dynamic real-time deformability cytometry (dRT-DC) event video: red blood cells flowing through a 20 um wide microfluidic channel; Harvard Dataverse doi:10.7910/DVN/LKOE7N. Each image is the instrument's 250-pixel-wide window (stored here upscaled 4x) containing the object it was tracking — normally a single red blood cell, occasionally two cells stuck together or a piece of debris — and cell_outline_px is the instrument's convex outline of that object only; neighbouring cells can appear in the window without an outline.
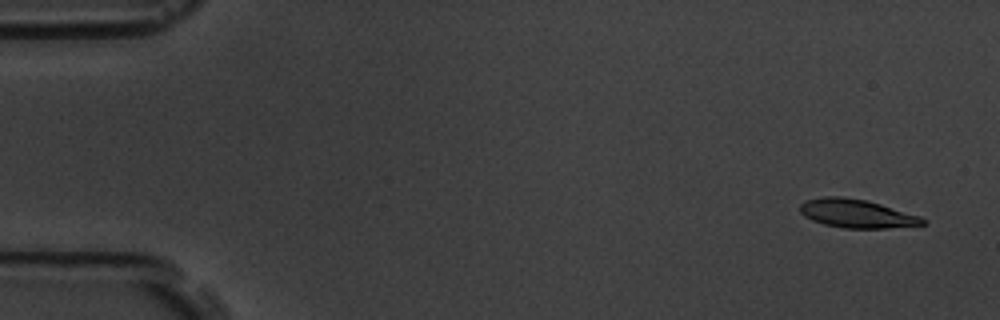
{"species": "common noctule bat (a hibernating species)", "species_latin": "Nyctalus noctula", "temperature_condition": "room temperature", "stored_images_in_passage": 5, "camera_frame_rate_fps": 3000, "um_per_image_px": 0.085, "animal": {"sex": "male", "body_mass_g": 19.5, "forearm_length_mm": 54.6}, "frame": {"image": 1, "passage_image": 1, "time_ms": 0.0, "image_size_px": [1000, 320], "cell_outline_px": [[928, 224], [888, 228], [844, 228], [824, 224], [812, 220], [804, 216], [800, 212], [800, 204], [808, 200], [824, 196], [840, 196], [868, 200], [920, 216], [928, 220]], "centroid_in_image_um": [72.86, 18.15], "position_along_channel_um": 12.1, "area_um2": 20.46}}
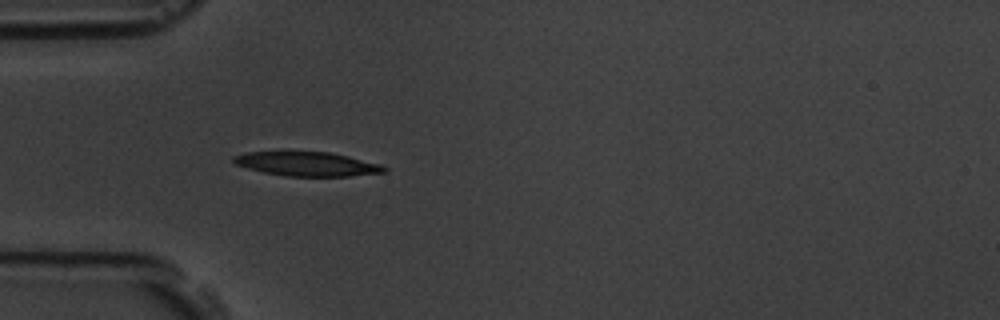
{"frame": {"image": 2, "passage_image": 5, "time_ms": 4.667, "image_size_px": [1000, 320], "cell_outline_px": [[388, 168], [384, 172], [348, 176], [288, 176], [264, 172], [248, 168], [236, 164], [232, 160], [232, 156], [248, 152], [284, 148], [288, 148], [328, 152], [348, 156], [380, 164]], "centroid_in_image_um": [26.01, 13.87], "position_along_channel_um": 59.0, "area_um2": 22.08}}